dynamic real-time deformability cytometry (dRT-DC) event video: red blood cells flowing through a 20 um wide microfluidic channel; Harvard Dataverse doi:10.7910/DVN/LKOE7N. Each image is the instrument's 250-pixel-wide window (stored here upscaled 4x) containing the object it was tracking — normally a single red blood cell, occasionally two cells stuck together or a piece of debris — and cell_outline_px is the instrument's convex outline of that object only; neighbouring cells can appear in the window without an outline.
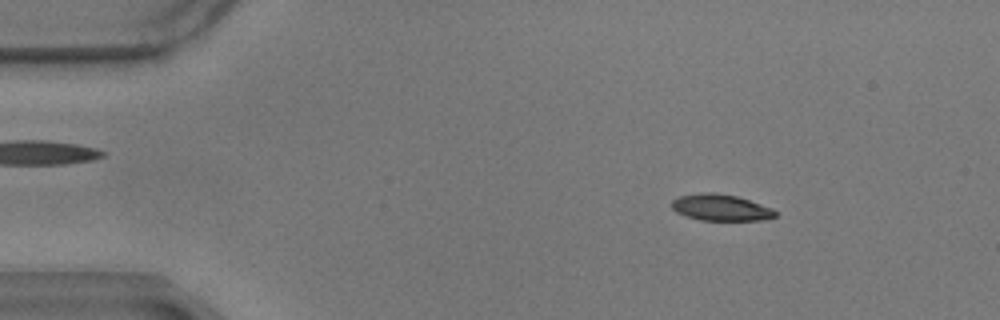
{"species": "common noctule bat (a hibernating species)", "species_latin": "Nyctalus noctula", "temperature_condition": "warm", "stored_images_in_passage": 19, "camera_frame_rate_fps": 3000, "um_per_image_px": 0.085, "animal": {"sex": "male", "body_mass_g": 17.9}, "frame": {"image": 1, "passage_image": 9, "time_ms": 2.667, "image_size_px": [1000, 320], "cell_outline_px": [[776, 216], [764, 220], [700, 220], [684, 216], [676, 212], [672, 208], [672, 200], [680, 196], [704, 192], [716, 192], [736, 196], [772, 208], [776, 212]], "centroid_in_image_um": [61.24, 17.64], "position_along_channel_um": 23.8, "area_um2": 15.9}}